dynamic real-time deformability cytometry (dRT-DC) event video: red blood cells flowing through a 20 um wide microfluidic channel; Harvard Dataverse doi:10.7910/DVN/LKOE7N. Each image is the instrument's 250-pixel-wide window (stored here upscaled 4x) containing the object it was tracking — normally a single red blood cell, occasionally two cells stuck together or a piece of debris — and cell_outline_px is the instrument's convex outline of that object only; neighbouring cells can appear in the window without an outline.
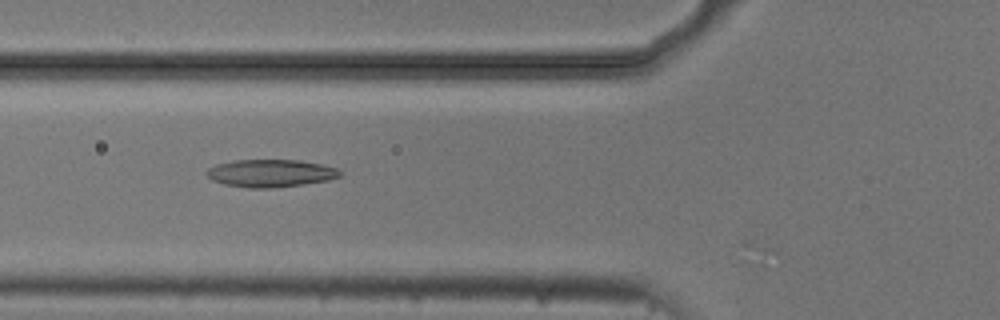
{"species": "common noctule bat (a hibernating species)", "species_latin": "Nyctalus noctula", "temperature_condition": "cold", "stored_images_in_passage": 42, "camera_frame_rate_fps": 3000, "um_per_image_px": 0.085, "animal": {"sex": "male", "body_mass_g": 20.5, "forearm_length_mm": 52.5}, "frame": {"image": 1, "passage_image": 8, "time_ms": 2.333, "image_size_px": [1000, 320], "cell_outline_px": [[340, 176], [328, 180], [276, 188], [248, 188], [224, 184], [212, 180], [204, 172], [208, 168], [216, 164], [236, 160], [300, 160], [320, 164], [336, 168], [340, 172]], "centroid_in_image_um": [22.96, 14.72], "position_along_channel_um": 102.8, "area_um2": 21.39}}
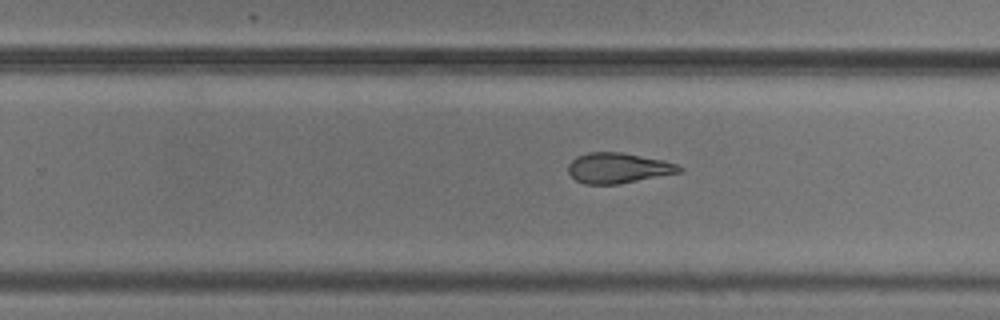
{"frame": {"image": 2, "passage_image": 22, "time_ms": 7.0, "image_size_px": [1000, 320], "cell_outline_px": [[684, 168], [680, 172], [620, 184], [584, 184], [576, 180], [568, 172], [568, 164], [576, 156], [588, 152], [620, 152], [664, 160], [676, 164]], "centroid_in_image_um": [52.52, 14.28], "position_along_channel_um": 277.3, "area_um2": 19.65}}
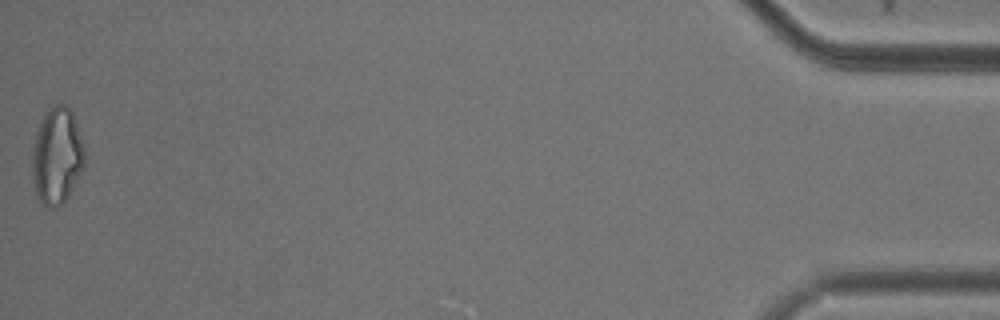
{"frame": {"image": 3, "passage_image": 42, "time_ms": 13.667, "image_size_px": [1000, 320], "cell_outline_px": [[84, 168], [68, 196], [56, 208], [52, 208], [44, 204], [36, 196], [32, 180], [32, 144], [36, 132], [44, 112], [52, 104], [64, 104], [72, 112], [84, 140]], "centroid_in_image_um": [4.83, 13.22], "position_along_channel_um": 430.4, "area_um2": 30.0}, "authors_computed_cell_mechanics": {"area_um2": 21.3282, "velocity_mm_per_s": 3.7309, "shape_relaxation_time_tau1_ms": null, "shape_relaxation_time_tau2_ms": 3.312, "deformation_change_tau1": null, "deformation_change_tau2": 0.1127}}